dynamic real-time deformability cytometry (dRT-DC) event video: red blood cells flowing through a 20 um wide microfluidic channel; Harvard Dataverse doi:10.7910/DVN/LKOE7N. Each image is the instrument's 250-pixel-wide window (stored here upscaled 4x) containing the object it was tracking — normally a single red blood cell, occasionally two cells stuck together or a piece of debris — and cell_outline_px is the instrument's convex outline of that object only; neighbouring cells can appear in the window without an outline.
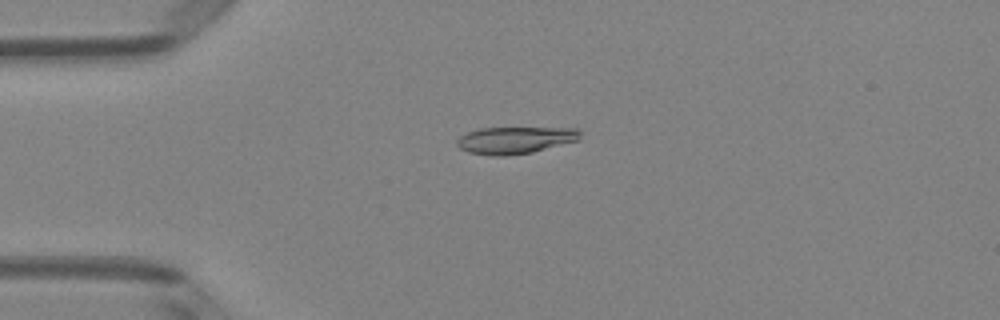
{"species": "Egyptian fruit bat (a non-hibernating species)", "species_latin": "Rousettus aegyptiacus", "temperature_condition": "room temperature", "stored_images_in_passage": 6, "camera_frame_rate_fps": 3000, "um_per_image_px": 0.085, "animal": {"sex": "female"}, "frame": {"image": 1, "passage_image": 4, "time_ms": 1.0, "image_size_px": [1000, 320], "cell_outline_px": [[580, 140], [532, 152], [508, 156], [492, 156], [468, 152], [460, 148], [456, 144], [456, 140], [460, 136], [468, 132], [480, 128], [576, 128], [580, 132]], "centroid_in_image_um": [43.77, 11.92], "position_along_channel_um": 41.2, "area_um2": 19.42}}
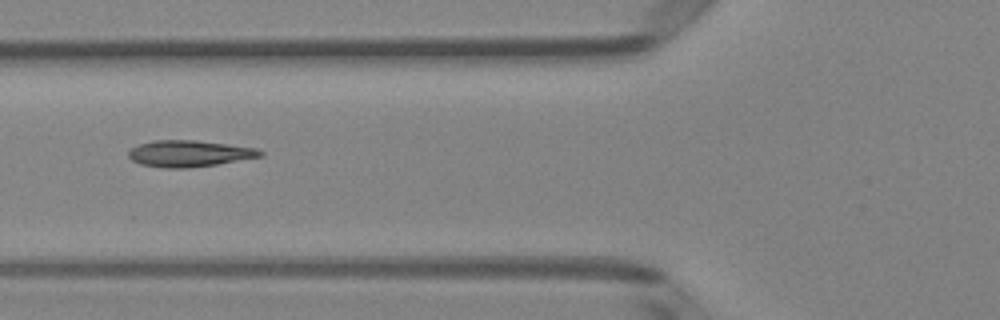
{"frame": {"image": 2, "passage_image": 6, "time_ms": 1.667, "image_size_px": [1000, 320], "cell_outline_px": [[264, 156], [216, 164], [188, 168], [164, 168], [140, 164], [132, 160], [128, 156], [128, 152], [132, 148], [140, 144], [152, 140], [196, 140], [228, 144], [256, 148], [264, 152]], "centroid_in_image_um": [16.09, 13.05], "position_along_channel_um": 109.7, "area_um2": 20.29}}